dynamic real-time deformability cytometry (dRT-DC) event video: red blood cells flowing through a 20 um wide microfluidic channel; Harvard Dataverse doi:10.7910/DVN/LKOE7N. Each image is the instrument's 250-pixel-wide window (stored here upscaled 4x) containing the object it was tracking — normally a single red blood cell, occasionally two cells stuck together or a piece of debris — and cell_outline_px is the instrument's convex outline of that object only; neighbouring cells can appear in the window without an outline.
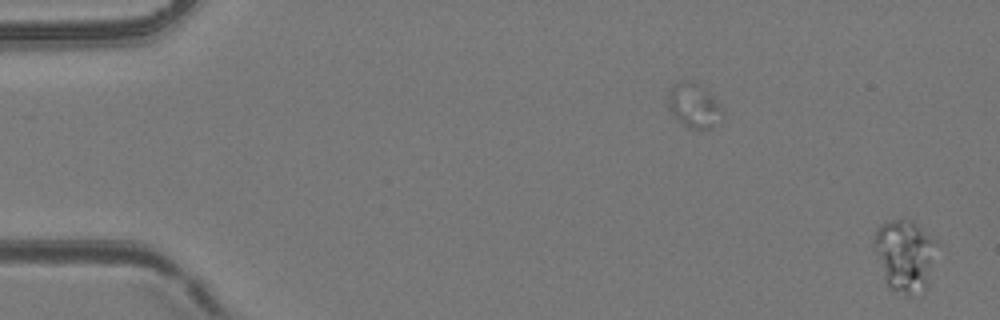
{"species": "common noctule bat (a hibernating species)", "species_latin": "Nyctalus noctula", "temperature_condition": "room temperature", "stored_images_in_passage": 3, "camera_frame_rate_fps": 3000, "um_per_image_px": 0.085, "animal": {"sex": "female", "body_mass_g": 24.6, "forearm_length_mm": 56.2}, "frame": {"image": 1, "passage_image": 3, "time_ms": 0.667, "image_size_px": [1000, 320], "cell_outline_px": [[936, 244], [928, 284], [924, 288], [908, 296], [892, 288], [884, 280], [872, 248], [872, 240], [880, 224], [892, 220], [912, 220], [936, 240]], "centroid_in_image_um": [76.86, 21.68], "position_along_channel_um": 8.1, "area_um2": 26.01}}